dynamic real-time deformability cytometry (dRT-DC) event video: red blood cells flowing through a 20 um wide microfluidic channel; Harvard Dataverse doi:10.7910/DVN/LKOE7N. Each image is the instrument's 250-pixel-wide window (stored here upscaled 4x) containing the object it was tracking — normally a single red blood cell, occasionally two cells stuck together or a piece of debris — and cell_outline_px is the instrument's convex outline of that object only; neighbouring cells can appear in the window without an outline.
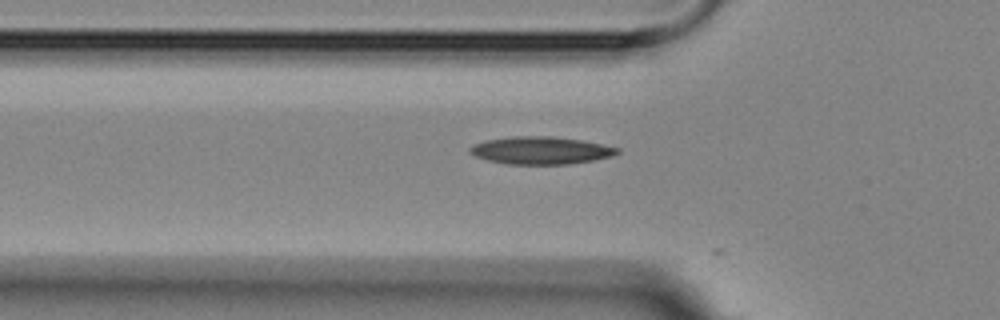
{"species": "Egyptian fruit bat (a non-hibernating species)", "species_latin": "Rousettus aegyptiacus", "temperature_condition": "room temperature", "stored_images_in_passage": 4, "segment_of_instrument_passage": [2, 2], "camera_frame_rate_fps": 3000, "um_per_image_px": 0.085, "animal": {"sex": "female"}, "frame": {"image": 1, "passage_image": 4, "time_ms": 3.667, "image_size_px": [1000, 320], "cell_outline_px": [[620, 152], [612, 156], [592, 160], [568, 164], [508, 164], [488, 160], [476, 156], [468, 152], [468, 148], [472, 144], [484, 140], [512, 136], [552, 136], [580, 140], [620, 148]], "centroid_in_image_um": [45.92, 12.78], "position_along_channel_um": 79.9, "area_um2": 23.64}}